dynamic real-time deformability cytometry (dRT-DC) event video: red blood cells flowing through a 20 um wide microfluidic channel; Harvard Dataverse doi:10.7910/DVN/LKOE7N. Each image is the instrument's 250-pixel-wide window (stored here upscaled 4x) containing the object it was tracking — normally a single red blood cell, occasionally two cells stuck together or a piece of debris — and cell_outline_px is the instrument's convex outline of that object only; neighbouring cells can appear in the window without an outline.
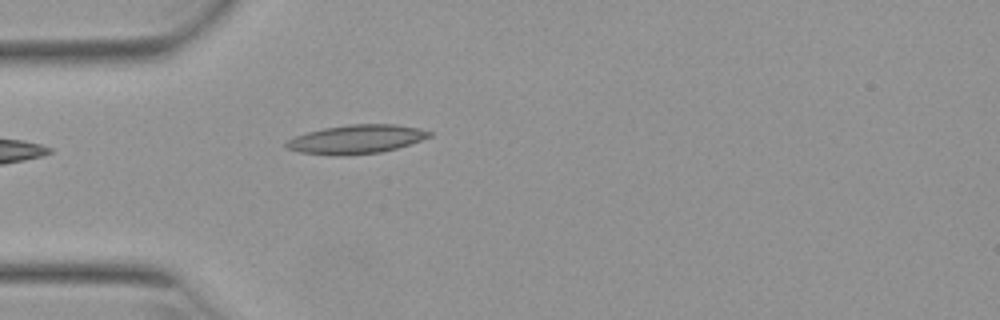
{"species": "Egyptian fruit bat (a non-hibernating species)", "species_latin": "Rousettus aegyptiacus", "temperature_condition": "warm", "stored_images_in_passage": 10, "camera_frame_rate_fps": 3000, "um_per_image_px": 0.085, "animal": {"sex": "female"}, "frame": {"image": 1, "passage_image": 1, "time_ms": 0.0, "image_size_px": [1000, 320], "cell_outline_px": [[432, 136], [396, 148], [380, 152], [344, 156], [300, 152], [288, 148], [284, 144], [288, 140], [296, 136], [308, 132], [324, 128], [348, 124], [396, 124], [420, 128], [432, 132]], "centroid_in_image_um": [30.31, 11.83], "position_along_channel_um": 54.7, "area_um2": 23.81}}
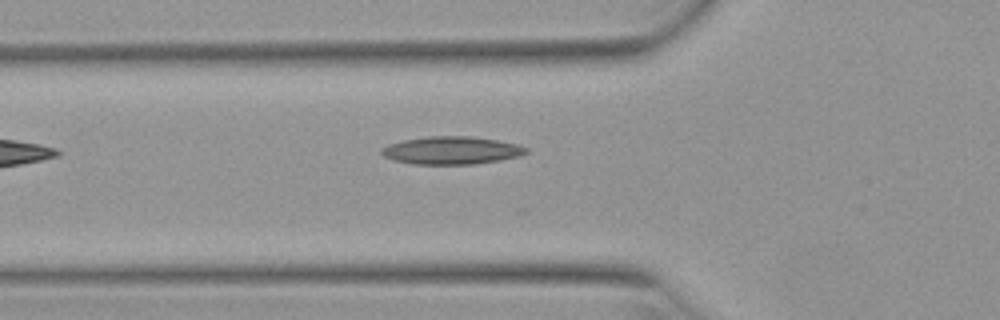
{"frame": {"image": 2, "passage_image": 4, "time_ms": 1.0, "image_size_px": [1000, 320], "cell_outline_px": [[528, 152], [520, 156], [500, 160], [472, 164], [412, 164], [392, 160], [384, 156], [380, 152], [380, 148], [388, 144], [404, 140], [428, 136], [468, 136], [496, 140], [520, 144], [528, 148]], "centroid_in_image_um": [38.37, 12.78], "position_along_channel_um": 87.4, "area_um2": 23.52}}
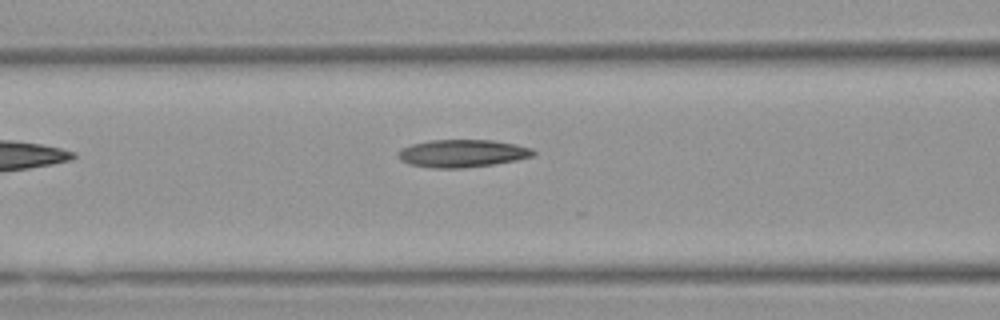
{"frame": {"image": 3, "passage_image": 7, "time_ms": 2.0, "image_size_px": [1000, 320], "cell_outline_px": [[536, 156], [516, 160], [492, 164], [464, 168], [432, 168], [408, 164], [400, 160], [396, 152], [400, 148], [412, 144], [428, 140], [492, 140], [516, 144], [532, 148], [536, 152]], "centroid_in_image_um": [39.28, 13.03], "position_along_channel_um": 127.3, "area_um2": 22.02}}